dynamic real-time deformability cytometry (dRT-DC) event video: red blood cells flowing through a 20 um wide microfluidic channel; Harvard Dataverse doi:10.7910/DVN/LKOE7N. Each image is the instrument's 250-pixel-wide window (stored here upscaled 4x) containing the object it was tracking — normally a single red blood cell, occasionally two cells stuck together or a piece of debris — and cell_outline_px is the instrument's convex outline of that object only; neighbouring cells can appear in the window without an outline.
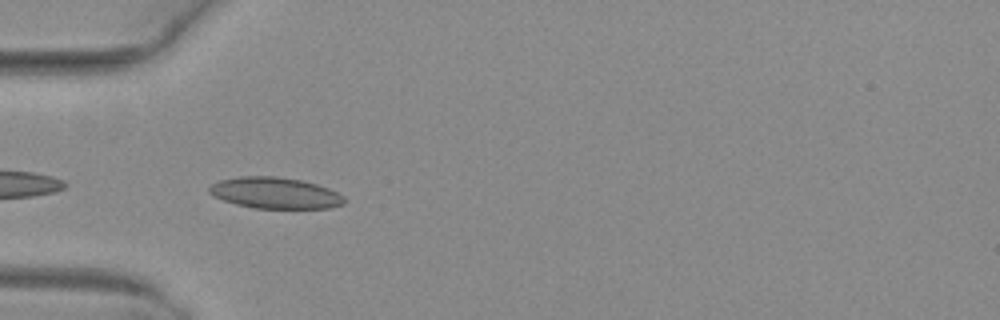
{"species": "common noctule bat (a hibernating species)", "species_latin": "Nyctalus noctula", "temperature_condition": "warm", "stored_images_in_passage": 37, "camera_frame_rate_fps": 3000, "um_per_image_px": 0.085, "animal": {"sex": "female", "body_mass_g": 29.2, "forearm_length_mm": 56.3}, "frame": {"image": 1, "passage_image": 2, "time_ms": 0.333, "image_size_px": [1000, 320], "cell_outline_px": [[344, 204], [332, 208], [252, 208], [236, 204], [212, 196], [208, 192], [208, 188], [212, 184], [220, 180], [240, 176], [276, 176], [300, 180], [316, 184], [328, 188], [344, 196]], "centroid_in_image_um": [23.36, 16.4], "position_along_channel_um": 61.6, "area_um2": 24.57}}
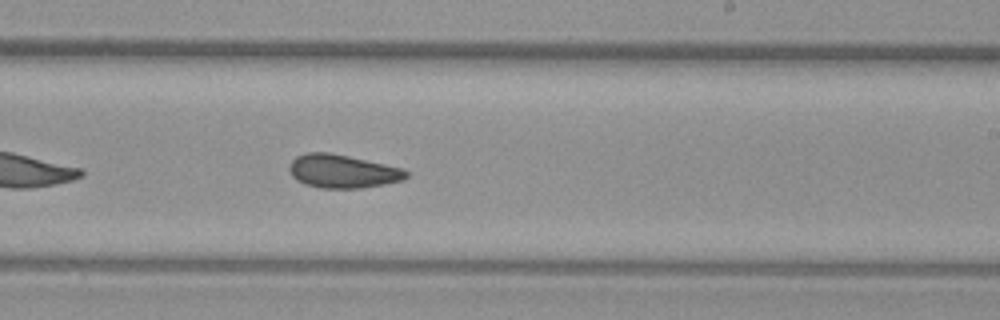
{"frame": {"image": 2, "passage_image": 17, "time_ms": 5.333, "image_size_px": [1000, 320], "cell_outline_px": [[408, 176], [404, 180], [384, 184], [360, 188], [320, 188], [304, 184], [296, 180], [292, 176], [288, 168], [292, 160], [296, 156], [308, 152], [328, 152], [348, 156], [404, 168], [408, 172]], "centroid_in_image_um": [29.11, 14.56], "position_along_channel_um": 259.9, "area_um2": 22.83}}
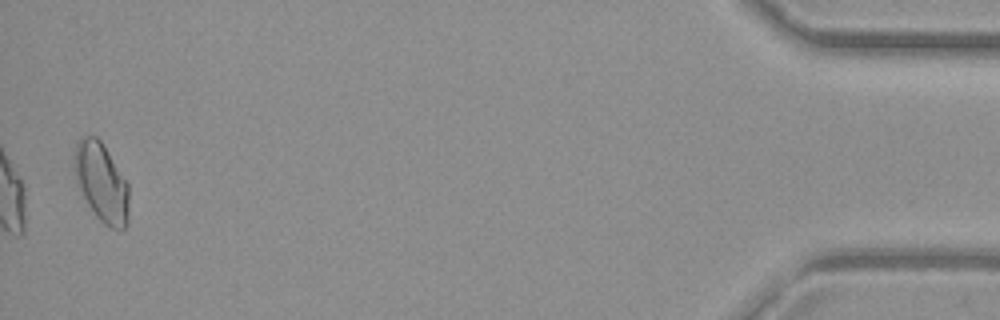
{"frame": {"image": 3, "passage_image": 36, "time_ms": 11.667, "image_size_px": [1000, 320], "cell_outline_px": [[128, 224], [124, 228], [108, 228], [96, 216], [88, 204], [76, 180], [72, 168], [72, 164], [76, 144], [80, 136], [96, 136], [100, 140], [128, 184]], "centroid_in_image_um": [8.6, 15.49], "position_along_channel_um": 426.6, "area_um2": 24.97}, "authors_computed_cell_mechanics": {"area_um2": 22.7732, "velocity_mm_per_s": 4.0365, "shape_relaxation_time_tau1_ms": null, "shape_relaxation_time_tau2_ms": 2.9574, "deformation_change_tau1": null, "deformation_change_tau2": 0.0801}}